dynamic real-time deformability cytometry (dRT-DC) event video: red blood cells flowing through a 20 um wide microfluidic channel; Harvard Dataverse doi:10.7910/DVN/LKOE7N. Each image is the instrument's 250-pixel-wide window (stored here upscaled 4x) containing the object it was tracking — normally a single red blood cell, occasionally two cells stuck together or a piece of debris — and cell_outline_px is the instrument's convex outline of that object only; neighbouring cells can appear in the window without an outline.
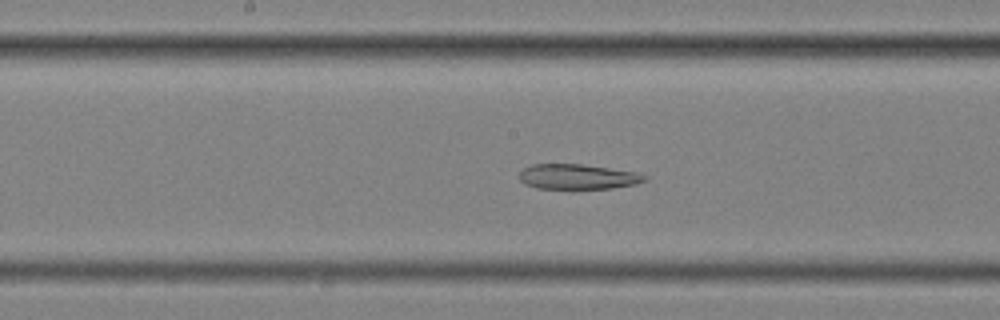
{"species": "common noctule bat (a hibernating species)", "species_latin": "Nyctalus noctula", "temperature_condition": "cold", "stored_images_in_passage": 49, "camera_frame_rate_fps": 3000, "um_per_image_px": 0.085, "animal": {"sex": "female", "body_mass_g": 25.1}, "frame": {"image": 1, "passage_image": 21, "time_ms": 6.667, "image_size_px": [1000, 320], "cell_outline_px": [[648, 176], [644, 180], [636, 184], [612, 188], [536, 188], [524, 184], [520, 180], [520, 172], [524, 168], [532, 164], [580, 164], [636, 172]], "centroid_in_image_um": [49.08, 15.02], "position_along_channel_um": 199.1, "area_um2": 18.09}}
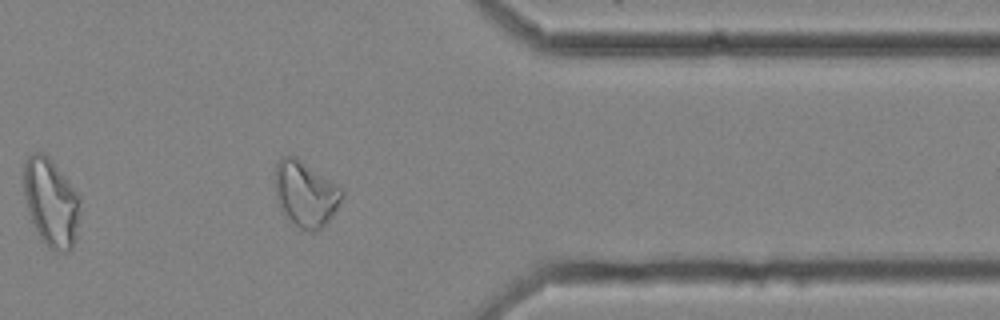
{"frame": {"image": 2, "passage_image": 38, "time_ms": 12.333, "image_size_px": [1000, 320], "cell_outline_px": [[344, 196], [332, 216], [316, 232], [312, 232], [300, 228], [288, 220], [284, 216], [276, 196], [276, 164], [280, 156], [296, 156], [344, 188]], "centroid_in_image_um": [25.99, 16.46], "position_along_channel_um": 385.4, "area_um2": 25.72}}
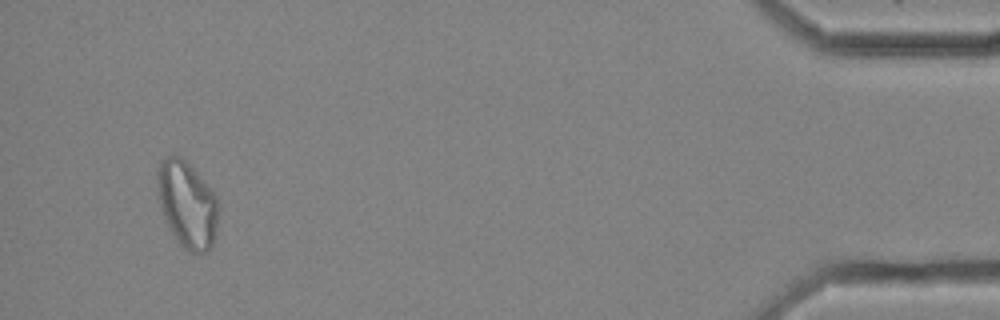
{"frame": {"image": 3, "passage_image": 46, "time_ms": 15.0, "image_size_px": [1000, 320], "cell_outline_px": [[216, 228], [212, 244], [208, 252], [188, 252], [176, 240], [164, 220], [160, 204], [156, 184], [156, 168], [160, 160], [168, 156], [180, 156], [200, 176], [216, 196]], "centroid_in_image_um": [15.85, 17.36], "position_along_channel_um": 419.4, "area_um2": 30.52}, "authors_computed_cell_mechanics": {"area_um2": 24.6228, "velocity_mm_per_s": 3.4902, "shape_relaxation_time_tau1_ms": null, "shape_relaxation_time_tau2_ms": 7.0179, "deformation_change_tau1": null, "deformation_change_tau2": 0.1612}}